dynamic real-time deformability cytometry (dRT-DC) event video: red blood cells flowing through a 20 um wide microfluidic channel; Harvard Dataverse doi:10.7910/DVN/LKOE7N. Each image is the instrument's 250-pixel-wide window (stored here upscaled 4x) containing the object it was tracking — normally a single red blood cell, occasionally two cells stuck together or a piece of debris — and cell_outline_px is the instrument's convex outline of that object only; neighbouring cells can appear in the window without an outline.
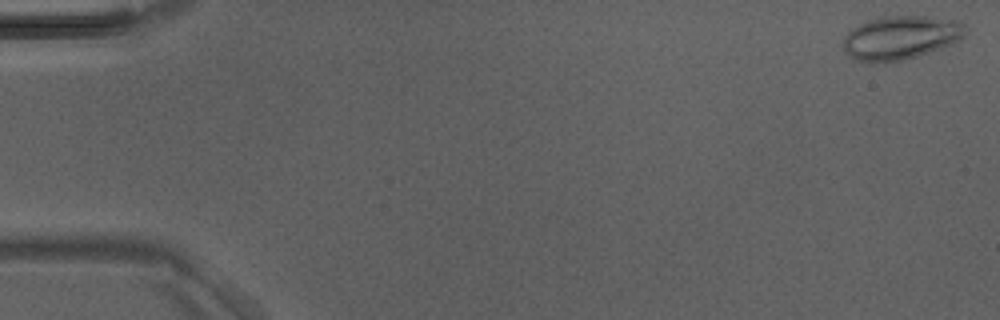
{"species": "Egyptian fruit bat (a non-hibernating species)", "species_latin": "Rousettus aegyptiacus", "temperature_condition": "room temperature", "stored_images_in_passage": 46, "camera_frame_rate_fps": 3000, "um_per_image_px": 0.085, "animal": {"sex": "male"}, "frame": {"image": 1, "passage_image": 1, "time_ms": 0.0, "image_size_px": [1000, 320], "cell_outline_px": [[964, 36], [960, 40], [952, 44], [916, 56], [900, 60], [876, 64], [868, 64], [856, 60], [848, 56], [844, 48], [844, 36], [848, 32], [860, 24], [868, 20], [884, 16], [928, 16], [960, 20], [964, 24]], "centroid_in_image_um": [76.54, 3.2], "position_along_channel_um": 8.5, "area_um2": 31.27}}
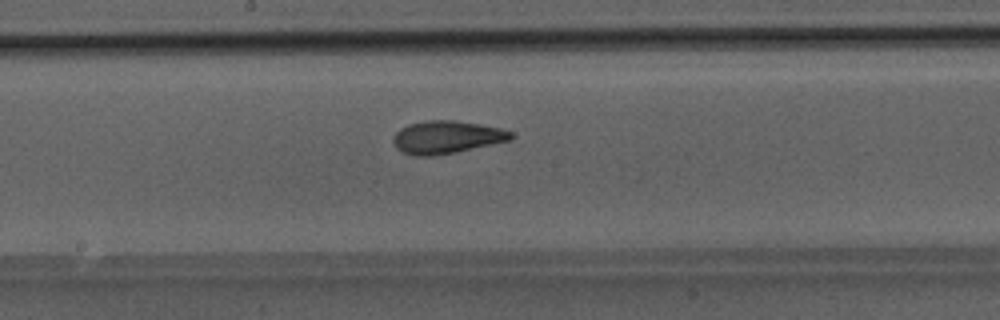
{"frame": {"image": 2, "passage_image": 25, "time_ms": 8.0, "image_size_px": [1000, 320], "cell_outline_px": [[516, 136], [508, 140], [456, 152], [432, 156], [416, 156], [400, 152], [396, 148], [392, 140], [392, 136], [400, 128], [408, 124], [428, 120], [456, 120], [480, 124], [500, 128], [512, 132]], "centroid_in_image_um": [37.91, 11.66], "position_along_channel_um": 210.3, "area_um2": 22.54}}
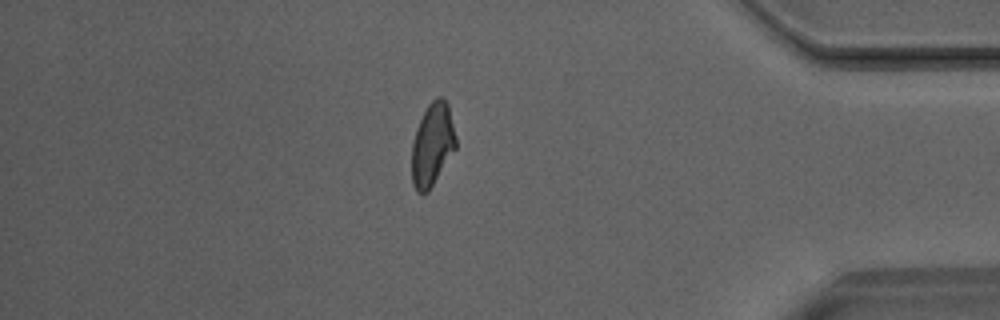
{"frame": {"image": 3, "passage_image": 40, "time_ms": 13.0, "image_size_px": [1000, 320], "cell_outline_px": [[456, 148], [428, 192], [416, 192], [412, 184], [412, 144], [416, 128], [428, 104], [436, 96], [444, 96], [448, 104], [456, 136]], "centroid_in_image_um": [36.75, 12.26], "position_along_channel_um": 398.4, "area_um2": 21.33}}